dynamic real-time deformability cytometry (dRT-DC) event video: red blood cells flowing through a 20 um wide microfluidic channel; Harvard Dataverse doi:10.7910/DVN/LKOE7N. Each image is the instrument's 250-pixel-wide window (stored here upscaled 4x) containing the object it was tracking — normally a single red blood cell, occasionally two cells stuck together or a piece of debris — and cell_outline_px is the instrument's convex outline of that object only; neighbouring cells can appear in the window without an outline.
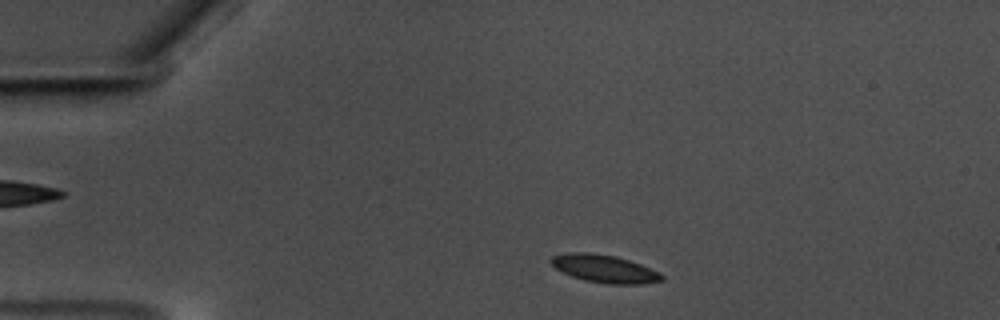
{"species": "common noctule bat (a hibernating species)", "species_latin": "Nyctalus noctula", "temperature_condition": "warm", "stored_images_in_passage": 50, "camera_frame_rate_fps": 3000, "um_per_image_px": 0.085, "animal": {"sex": "male", "body_mass_g": 17.5, "forearm_length_mm": 52.3}, "frame": {"image": 1, "passage_image": 4, "time_ms": 1.0, "image_size_px": [1000, 320], "cell_outline_px": [[664, 280], [640, 284], [604, 284], [584, 280], [572, 276], [556, 268], [548, 260], [552, 256], [568, 252], [588, 252], [616, 256], [640, 264], [660, 272], [664, 276]], "centroid_in_image_um": [51.38, 22.84], "position_along_channel_um": 33.6, "area_um2": 17.98}}
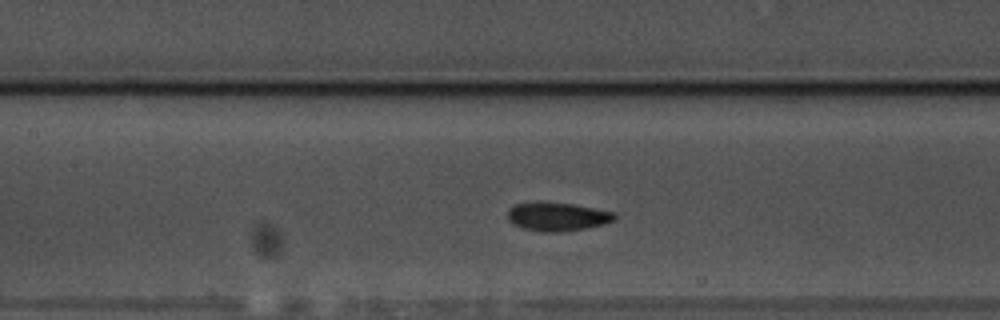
{"frame": {"image": 2, "passage_image": 19, "time_ms": 6.0, "image_size_px": [1000, 320], "cell_outline_px": [[616, 220], [604, 224], [584, 228], [560, 232], [540, 232], [520, 228], [512, 224], [508, 220], [508, 208], [512, 204], [532, 200], [536, 200], [572, 204], [616, 212]], "centroid_in_image_um": [47.3, 18.39], "position_along_channel_um": 160.1, "area_um2": 18.44}}
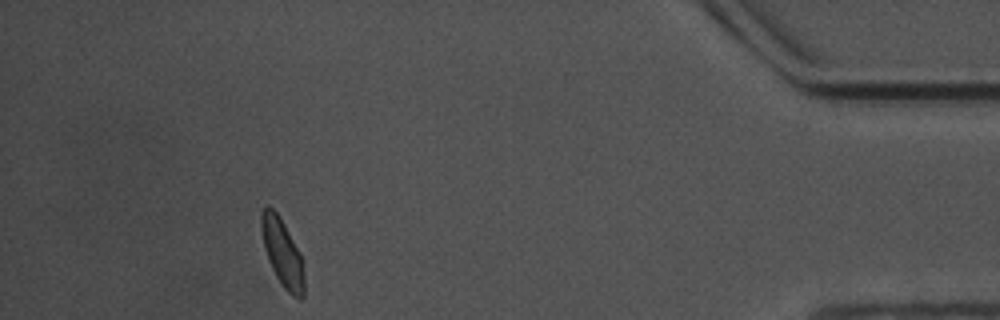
{"frame": {"image": 3, "passage_image": 45, "time_ms": 14.667, "image_size_px": [1000, 320], "cell_outline_px": [[304, 296], [300, 300], [292, 296], [284, 288], [276, 276], [268, 260], [264, 248], [260, 228], [260, 212], [268, 204], [276, 212], [284, 224], [300, 252], [304, 276]], "centroid_in_image_um": [23.99, 21.48], "position_along_channel_um": 411.2, "area_um2": 16.94}, "authors_computed_cell_mechanics": {"area_um2": 17.34, "velocity_mm_per_s": 3.5426, "shape_relaxation_time_tau1_ms": 2.8201, "shape_relaxation_time_tau2_ms": 1.304, "deformation_change_tau1": 0.099, "deformation_change_tau2": 0.0608}}